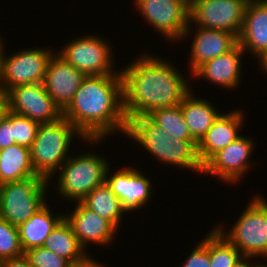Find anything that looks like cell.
I'll use <instances>...</instances> for the list:
<instances>
[{
  "instance_id": "cell-26",
  "label": "cell",
  "mask_w": 267,
  "mask_h": 267,
  "mask_svg": "<svg viewBox=\"0 0 267 267\" xmlns=\"http://www.w3.org/2000/svg\"><path fill=\"white\" fill-rule=\"evenodd\" d=\"M147 116L160 128L171 133L175 139L195 141L189 132L180 105L152 110Z\"/></svg>"
},
{
  "instance_id": "cell-17",
  "label": "cell",
  "mask_w": 267,
  "mask_h": 267,
  "mask_svg": "<svg viewBox=\"0 0 267 267\" xmlns=\"http://www.w3.org/2000/svg\"><path fill=\"white\" fill-rule=\"evenodd\" d=\"M244 118L243 112L239 110L219 115L197 144V152L202 165L219 150L227 147L241 136L238 129L243 126Z\"/></svg>"
},
{
  "instance_id": "cell-19",
  "label": "cell",
  "mask_w": 267,
  "mask_h": 267,
  "mask_svg": "<svg viewBox=\"0 0 267 267\" xmlns=\"http://www.w3.org/2000/svg\"><path fill=\"white\" fill-rule=\"evenodd\" d=\"M192 40L189 58L191 74L204 62L229 52L238 44L234 34L204 27H198Z\"/></svg>"
},
{
  "instance_id": "cell-6",
  "label": "cell",
  "mask_w": 267,
  "mask_h": 267,
  "mask_svg": "<svg viewBox=\"0 0 267 267\" xmlns=\"http://www.w3.org/2000/svg\"><path fill=\"white\" fill-rule=\"evenodd\" d=\"M108 167L107 159L94 153L70 156L59 168L58 192L66 200L80 202L94 188L103 184Z\"/></svg>"
},
{
  "instance_id": "cell-9",
  "label": "cell",
  "mask_w": 267,
  "mask_h": 267,
  "mask_svg": "<svg viewBox=\"0 0 267 267\" xmlns=\"http://www.w3.org/2000/svg\"><path fill=\"white\" fill-rule=\"evenodd\" d=\"M248 0H189V23L240 34Z\"/></svg>"
},
{
  "instance_id": "cell-14",
  "label": "cell",
  "mask_w": 267,
  "mask_h": 267,
  "mask_svg": "<svg viewBox=\"0 0 267 267\" xmlns=\"http://www.w3.org/2000/svg\"><path fill=\"white\" fill-rule=\"evenodd\" d=\"M86 75L65 62L56 52L49 59L43 85L54 103L63 112L73 101L75 92Z\"/></svg>"
},
{
  "instance_id": "cell-36",
  "label": "cell",
  "mask_w": 267,
  "mask_h": 267,
  "mask_svg": "<svg viewBox=\"0 0 267 267\" xmlns=\"http://www.w3.org/2000/svg\"><path fill=\"white\" fill-rule=\"evenodd\" d=\"M258 60H259V64H260V67L262 68V69H264V71L266 72L267 71V51L263 54V55H261L259 58H258Z\"/></svg>"
},
{
  "instance_id": "cell-15",
  "label": "cell",
  "mask_w": 267,
  "mask_h": 267,
  "mask_svg": "<svg viewBox=\"0 0 267 267\" xmlns=\"http://www.w3.org/2000/svg\"><path fill=\"white\" fill-rule=\"evenodd\" d=\"M139 169L127 167L119 169L109 176L110 168L106 172L105 182L111 191L121 201L125 212L134 211L145 206L151 199L152 184L150 180Z\"/></svg>"
},
{
  "instance_id": "cell-33",
  "label": "cell",
  "mask_w": 267,
  "mask_h": 267,
  "mask_svg": "<svg viewBox=\"0 0 267 267\" xmlns=\"http://www.w3.org/2000/svg\"><path fill=\"white\" fill-rule=\"evenodd\" d=\"M0 267H32L28 258L23 254L0 262Z\"/></svg>"
},
{
  "instance_id": "cell-22",
  "label": "cell",
  "mask_w": 267,
  "mask_h": 267,
  "mask_svg": "<svg viewBox=\"0 0 267 267\" xmlns=\"http://www.w3.org/2000/svg\"><path fill=\"white\" fill-rule=\"evenodd\" d=\"M45 204L30 219L18 226L20 244L23 251L43 247L46 238L64 219L63 215H52Z\"/></svg>"
},
{
  "instance_id": "cell-25",
  "label": "cell",
  "mask_w": 267,
  "mask_h": 267,
  "mask_svg": "<svg viewBox=\"0 0 267 267\" xmlns=\"http://www.w3.org/2000/svg\"><path fill=\"white\" fill-rule=\"evenodd\" d=\"M80 202L99 216L109 220L117 229L122 221V214L126 213L121 206V201L106 182L94 188Z\"/></svg>"
},
{
  "instance_id": "cell-39",
  "label": "cell",
  "mask_w": 267,
  "mask_h": 267,
  "mask_svg": "<svg viewBox=\"0 0 267 267\" xmlns=\"http://www.w3.org/2000/svg\"><path fill=\"white\" fill-rule=\"evenodd\" d=\"M255 267H267V265H256Z\"/></svg>"
},
{
  "instance_id": "cell-13",
  "label": "cell",
  "mask_w": 267,
  "mask_h": 267,
  "mask_svg": "<svg viewBox=\"0 0 267 267\" xmlns=\"http://www.w3.org/2000/svg\"><path fill=\"white\" fill-rule=\"evenodd\" d=\"M254 144L251 138L241 135L227 147L219 150L204 165L203 171L206 174L214 175L227 183H238L243 174L248 171L251 165L250 160Z\"/></svg>"
},
{
  "instance_id": "cell-18",
  "label": "cell",
  "mask_w": 267,
  "mask_h": 267,
  "mask_svg": "<svg viewBox=\"0 0 267 267\" xmlns=\"http://www.w3.org/2000/svg\"><path fill=\"white\" fill-rule=\"evenodd\" d=\"M238 43L259 58L267 51V1H248Z\"/></svg>"
},
{
  "instance_id": "cell-29",
  "label": "cell",
  "mask_w": 267,
  "mask_h": 267,
  "mask_svg": "<svg viewBox=\"0 0 267 267\" xmlns=\"http://www.w3.org/2000/svg\"><path fill=\"white\" fill-rule=\"evenodd\" d=\"M39 125L38 122L13 112L14 142L30 148L36 138Z\"/></svg>"
},
{
  "instance_id": "cell-12",
  "label": "cell",
  "mask_w": 267,
  "mask_h": 267,
  "mask_svg": "<svg viewBox=\"0 0 267 267\" xmlns=\"http://www.w3.org/2000/svg\"><path fill=\"white\" fill-rule=\"evenodd\" d=\"M6 94L10 111L39 124L52 123L63 117V112L47 93L43 83L18 85Z\"/></svg>"
},
{
  "instance_id": "cell-21",
  "label": "cell",
  "mask_w": 267,
  "mask_h": 267,
  "mask_svg": "<svg viewBox=\"0 0 267 267\" xmlns=\"http://www.w3.org/2000/svg\"><path fill=\"white\" fill-rule=\"evenodd\" d=\"M192 92L185 96L180 106L192 138L199 143L221 113L209 101L195 98Z\"/></svg>"
},
{
  "instance_id": "cell-30",
  "label": "cell",
  "mask_w": 267,
  "mask_h": 267,
  "mask_svg": "<svg viewBox=\"0 0 267 267\" xmlns=\"http://www.w3.org/2000/svg\"><path fill=\"white\" fill-rule=\"evenodd\" d=\"M32 267H73L66 258L45 249L44 247L32 248L24 251Z\"/></svg>"
},
{
  "instance_id": "cell-7",
  "label": "cell",
  "mask_w": 267,
  "mask_h": 267,
  "mask_svg": "<svg viewBox=\"0 0 267 267\" xmlns=\"http://www.w3.org/2000/svg\"><path fill=\"white\" fill-rule=\"evenodd\" d=\"M49 180L32 177L0 184V216L14 226L26 222L47 202Z\"/></svg>"
},
{
  "instance_id": "cell-38",
  "label": "cell",
  "mask_w": 267,
  "mask_h": 267,
  "mask_svg": "<svg viewBox=\"0 0 267 267\" xmlns=\"http://www.w3.org/2000/svg\"><path fill=\"white\" fill-rule=\"evenodd\" d=\"M2 38L0 37V74H1V71H2V63H3V55H4V47H3V42L1 41Z\"/></svg>"
},
{
  "instance_id": "cell-1",
  "label": "cell",
  "mask_w": 267,
  "mask_h": 267,
  "mask_svg": "<svg viewBox=\"0 0 267 267\" xmlns=\"http://www.w3.org/2000/svg\"><path fill=\"white\" fill-rule=\"evenodd\" d=\"M120 72L127 120L159 108L180 105L191 91L188 81L171 62L145 53Z\"/></svg>"
},
{
  "instance_id": "cell-8",
  "label": "cell",
  "mask_w": 267,
  "mask_h": 267,
  "mask_svg": "<svg viewBox=\"0 0 267 267\" xmlns=\"http://www.w3.org/2000/svg\"><path fill=\"white\" fill-rule=\"evenodd\" d=\"M94 35L89 34L70 41L57 55L86 76L118 74L119 72L112 69L114 64L111 46L104 38Z\"/></svg>"
},
{
  "instance_id": "cell-27",
  "label": "cell",
  "mask_w": 267,
  "mask_h": 267,
  "mask_svg": "<svg viewBox=\"0 0 267 267\" xmlns=\"http://www.w3.org/2000/svg\"><path fill=\"white\" fill-rule=\"evenodd\" d=\"M244 257L215 227L210 231V267H234Z\"/></svg>"
},
{
  "instance_id": "cell-31",
  "label": "cell",
  "mask_w": 267,
  "mask_h": 267,
  "mask_svg": "<svg viewBox=\"0 0 267 267\" xmlns=\"http://www.w3.org/2000/svg\"><path fill=\"white\" fill-rule=\"evenodd\" d=\"M182 267H210V232L206 237L198 244L196 249L194 248L190 256L181 265Z\"/></svg>"
},
{
  "instance_id": "cell-35",
  "label": "cell",
  "mask_w": 267,
  "mask_h": 267,
  "mask_svg": "<svg viewBox=\"0 0 267 267\" xmlns=\"http://www.w3.org/2000/svg\"><path fill=\"white\" fill-rule=\"evenodd\" d=\"M73 267H103V265H101L98 261L90 259L86 263H83V264L77 265V266H73Z\"/></svg>"
},
{
  "instance_id": "cell-28",
  "label": "cell",
  "mask_w": 267,
  "mask_h": 267,
  "mask_svg": "<svg viewBox=\"0 0 267 267\" xmlns=\"http://www.w3.org/2000/svg\"><path fill=\"white\" fill-rule=\"evenodd\" d=\"M23 254L18 227L0 216V262Z\"/></svg>"
},
{
  "instance_id": "cell-3",
  "label": "cell",
  "mask_w": 267,
  "mask_h": 267,
  "mask_svg": "<svg viewBox=\"0 0 267 267\" xmlns=\"http://www.w3.org/2000/svg\"><path fill=\"white\" fill-rule=\"evenodd\" d=\"M125 135L142 145L144 149L164 164L203 171L196 141L175 139L155 124L147 115L128 119Z\"/></svg>"
},
{
  "instance_id": "cell-11",
  "label": "cell",
  "mask_w": 267,
  "mask_h": 267,
  "mask_svg": "<svg viewBox=\"0 0 267 267\" xmlns=\"http://www.w3.org/2000/svg\"><path fill=\"white\" fill-rule=\"evenodd\" d=\"M53 54L51 50L44 48H28L8 57L4 53L0 90L7 93L18 85L43 83L49 59Z\"/></svg>"
},
{
  "instance_id": "cell-20",
  "label": "cell",
  "mask_w": 267,
  "mask_h": 267,
  "mask_svg": "<svg viewBox=\"0 0 267 267\" xmlns=\"http://www.w3.org/2000/svg\"><path fill=\"white\" fill-rule=\"evenodd\" d=\"M245 51L238 43L229 52L204 62L192 75L202 77L207 81L233 89L239 85L241 75V58ZM241 57V58H240Z\"/></svg>"
},
{
  "instance_id": "cell-23",
  "label": "cell",
  "mask_w": 267,
  "mask_h": 267,
  "mask_svg": "<svg viewBox=\"0 0 267 267\" xmlns=\"http://www.w3.org/2000/svg\"><path fill=\"white\" fill-rule=\"evenodd\" d=\"M32 177L41 176L33 168L30 148L15 143L0 150V184Z\"/></svg>"
},
{
  "instance_id": "cell-2",
  "label": "cell",
  "mask_w": 267,
  "mask_h": 267,
  "mask_svg": "<svg viewBox=\"0 0 267 267\" xmlns=\"http://www.w3.org/2000/svg\"><path fill=\"white\" fill-rule=\"evenodd\" d=\"M63 117L85 139H105L117 130L125 133L128 120L124 114L121 72L86 76Z\"/></svg>"
},
{
  "instance_id": "cell-4",
  "label": "cell",
  "mask_w": 267,
  "mask_h": 267,
  "mask_svg": "<svg viewBox=\"0 0 267 267\" xmlns=\"http://www.w3.org/2000/svg\"><path fill=\"white\" fill-rule=\"evenodd\" d=\"M74 134L89 143L102 141V139H85L64 117L52 123L39 125L36 138L30 147L31 161L37 175L47 180L54 176L70 157L68 150Z\"/></svg>"
},
{
  "instance_id": "cell-24",
  "label": "cell",
  "mask_w": 267,
  "mask_h": 267,
  "mask_svg": "<svg viewBox=\"0 0 267 267\" xmlns=\"http://www.w3.org/2000/svg\"><path fill=\"white\" fill-rule=\"evenodd\" d=\"M61 257L68 259L74 266L86 263L91 259L75 236L71 225L64 218L49 234L43 245Z\"/></svg>"
},
{
  "instance_id": "cell-10",
  "label": "cell",
  "mask_w": 267,
  "mask_h": 267,
  "mask_svg": "<svg viewBox=\"0 0 267 267\" xmlns=\"http://www.w3.org/2000/svg\"><path fill=\"white\" fill-rule=\"evenodd\" d=\"M138 11L166 39H183L190 34L189 0H133Z\"/></svg>"
},
{
  "instance_id": "cell-32",
  "label": "cell",
  "mask_w": 267,
  "mask_h": 267,
  "mask_svg": "<svg viewBox=\"0 0 267 267\" xmlns=\"http://www.w3.org/2000/svg\"><path fill=\"white\" fill-rule=\"evenodd\" d=\"M15 144L13 138V112L9 110L0 122V150Z\"/></svg>"
},
{
  "instance_id": "cell-16",
  "label": "cell",
  "mask_w": 267,
  "mask_h": 267,
  "mask_svg": "<svg viewBox=\"0 0 267 267\" xmlns=\"http://www.w3.org/2000/svg\"><path fill=\"white\" fill-rule=\"evenodd\" d=\"M70 214H64V218L71 225L80 245L86 249L90 242L100 245L112 243L113 237L118 230L106 218H103L85 207L81 202ZM90 241V242H89ZM105 244V245H104Z\"/></svg>"
},
{
  "instance_id": "cell-37",
  "label": "cell",
  "mask_w": 267,
  "mask_h": 267,
  "mask_svg": "<svg viewBox=\"0 0 267 267\" xmlns=\"http://www.w3.org/2000/svg\"><path fill=\"white\" fill-rule=\"evenodd\" d=\"M247 259L250 260V258H243L237 265L234 267H255L250 265V262L247 261ZM246 260V261H245Z\"/></svg>"
},
{
  "instance_id": "cell-5",
  "label": "cell",
  "mask_w": 267,
  "mask_h": 267,
  "mask_svg": "<svg viewBox=\"0 0 267 267\" xmlns=\"http://www.w3.org/2000/svg\"><path fill=\"white\" fill-rule=\"evenodd\" d=\"M254 197L227 234L215 228L242 254L244 258H267V200Z\"/></svg>"
},
{
  "instance_id": "cell-34",
  "label": "cell",
  "mask_w": 267,
  "mask_h": 267,
  "mask_svg": "<svg viewBox=\"0 0 267 267\" xmlns=\"http://www.w3.org/2000/svg\"><path fill=\"white\" fill-rule=\"evenodd\" d=\"M8 112L9 104L7 94L0 90V122L6 117Z\"/></svg>"
}]
</instances>
